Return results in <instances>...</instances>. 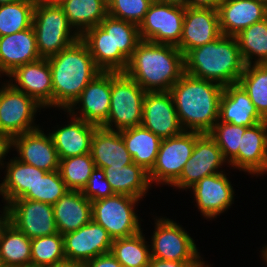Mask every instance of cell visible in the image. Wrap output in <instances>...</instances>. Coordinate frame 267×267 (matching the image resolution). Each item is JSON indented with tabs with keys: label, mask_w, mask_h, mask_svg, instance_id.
<instances>
[{
	"label": "cell",
	"mask_w": 267,
	"mask_h": 267,
	"mask_svg": "<svg viewBox=\"0 0 267 267\" xmlns=\"http://www.w3.org/2000/svg\"><path fill=\"white\" fill-rule=\"evenodd\" d=\"M224 86L183 73L169 90L185 131L208 134L219 120Z\"/></svg>",
	"instance_id": "1"
},
{
	"label": "cell",
	"mask_w": 267,
	"mask_h": 267,
	"mask_svg": "<svg viewBox=\"0 0 267 267\" xmlns=\"http://www.w3.org/2000/svg\"><path fill=\"white\" fill-rule=\"evenodd\" d=\"M80 39L103 72H124L141 41L136 24L109 15L99 25L85 31Z\"/></svg>",
	"instance_id": "2"
},
{
	"label": "cell",
	"mask_w": 267,
	"mask_h": 267,
	"mask_svg": "<svg viewBox=\"0 0 267 267\" xmlns=\"http://www.w3.org/2000/svg\"><path fill=\"white\" fill-rule=\"evenodd\" d=\"M124 73L146 92L169 91L184 73V55L177 46L141 40Z\"/></svg>",
	"instance_id": "3"
},
{
	"label": "cell",
	"mask_w": 267,
	"mask_h": 267,
	"mask_svg": "<svg viewBox=\"0 0 267 267\" xmlns=\"http://www.w3.org/2000/svg\"><path fill=\"white\" fill-rule=\"evenodd\" d=\"M47 60L51 68L53 108L62 111L67 110L102 72L80 38Z\"/></svg>",
	"instance_id": "4"
},
{
	"label": "cell",
	"mask_w": 267,
	"mask_h": 267,
	"mask_svg": "<svg viewBox=\"0 0 267 267\" xmlns=\"http://www.w3.org/2000/svg\"><path fill=\"white\" fill-rule=\"evenodd\" d=\"M236 37L221 35L184 55V72L223 86L239 82L245 69Z\"/></svg>",
	"instance_id": "5"
},
{
	"label": "cell",
	"mask_w": 267,
	"mask_h": 267,
	"mask_svg": "<svg viewBox=\"0 0 267 267\" xmlns=\"http://www.w3.org/2000/svg\"><path fill=\"white\" fill-rule=\"evenodd\" d=\"M32 26L41 58L58 54L80 38L59 4L35 3Z\"/></svg>",
	"instance_id": "6"
},
{
	"label": "cell",
	"mask_w": 267,
	"mask_h": 267,
	"mask_svg": "<svg viewBox=\"0 0 267 267\" xmlns=\"http://www.w3.org/2000/svg\"><path fill=\"white\" fill-rule=\"evenodd\" d=\"M146 91L124 72H111L110 110L107 130L121 131L141 126Z\"/></svg>",
	"instance_id": "7"
},
{
	"label": "cell",
	"mask_w": 267,
	"mask_h": 267,
	"mask_svg": "<svg viewBox=\"0 0 267 267\" xmlns=\"http://www.w3.org/2000/svg\"><path fill=\"white\" fill-rule=\"evenodd\" d=\"M141 199L114 194L91 202L92 220L100 224L112 239L133 236L140 231L141 221L136 205Z\"/></svg>",
	"instance_id": "8"
},
{
	"label": "cell",
	"mask_w": 267,
	"mask_h": 267,
	"mask_svg": "<svg viewBox=\"0 0 267 267\" xmlns=\"http://www.w3.org/2000/svg\"><path fill=\"white\" fill-rule=\"evenodd\" d=\"M201 135L199 132L184 130L174 137L162 139L155 164L148 172L151 185L172 186L179 179Z\"/></svg>",
	"instance_id": "9"
},
{
	"label": "cell",
	"mask_w": 267,
	"mask_h": 267,
	"mask_svg": "<svg viewBox=\"0 0 267 267\" xmlns=\"http://www.w3.org/2000/svg\"><path fill=\"white\" fill-rule=\"evenodd\" d=\"M162 217V218H161ZM157 217L151 236L150 253L152 258L172 261H200L201 257L195 240L176 221Z\"/></svg>",
	"instance_id": "10"
},
{
	"label": "cell",
	"mask_w": 267,
	"mask_h": 267,
	"mask_svg": "<svg viewBox=\"0 0 267 267\" xmlns=\"http://www.w3.org/2000/svg\"><path fill=\"white\" fill-rule=\"evenodd\" d=\"M42 108L32 97L14 89L8 82H2L0 87V133L12 139L14 136L37 130L40 126L34 121L36 113L40 112Z\"/></svg>",
	"instance_id": "11"
},
{
	"label": "cell",
	"mask_w": 267,
	"mask_h": 267,
	"mask_svg": "<svg viewBox=\"0 0 267 267\" xmlns=\"http://www.w3.org/2000/svg\"><path fill=\"white\" fill-rule=\"evenodd\" d=\"M185 6L153 1L138 26L141 40L177 46L183 30Z\"/></svg>",
	"instance_id": "12"
},
{
	"label": "cell",
	"mask_w": 267,
	"mask_h": 267,
	"mask_svg": "<svg viewBox=\"0 0 267 267\" xmlns=\"http://www.w3.org/2000/svg\"><path fill=\"white\" fill-rule=\"evenodd\" d=\"M228 164L216 142L209 134H202L195 142L191 157L186 162L179 179L171 186L181 190H189L203 177L224 172L223 166ZM222 166V167H221Z\"/></svg>",
	"instance_id": "13"
},
{
	"label": "cell",
	"mask_w": 267,
	"mask_h": 267,
	"mask_svg": "<svg viewBox=\"0 0 267 267\" xmlns=\"http://www.w3.org/2000/svg\"><path fill=\"white\" fill-rule=\"evenodd\" d=\"M5 208L10 215V223L30 239L58 233L51 204L15 199Z\"/></svg>",
	"instance_id": "14"
},
{
	"label": "cell",
	"mask_w": 267,
	"mask_h": 267,
	"mask_svg": "<svg viewBox=\"0 0 267 267\" xmlns=\"http://www.w3.org/2000/svg\"><path fill=\"white\" fill-rule=\"evenodd\" d=\"M110 97L111 72L102 71L83 89L66 111L78 119L102 127L109 116Z\"/></svg>",
	"instance_id": "15"
},
{
	"label": "cell",
	"mask_w": 267,
	"mask_h": 267,
	"mask_svg": "<svg viewBox=\"0 0 267 267\" xmlns=\"http://www.w3.org/2000/svg\"><path fill=\"white\" fill-rule=\"evenodd\" d=\"M6 77L14 89L32 97L43 108H53L51 68L47 58L18 66Z\"/></svg>",
	"instance_id": "16"
},
{
	"label": "cell",
	"mask_w": 267,
	"mask_h": 267,
	"mask_svg": "<svg viewBox=\"0 0 267 267\" xmlns=\"http://www.w3.org/2000/svg\"><path fill=\"white\" fill-rule=\"evenodd\" d=\"M141 126L161 139L174 137L184 131L169 91L146 92Z\"/></svg>",
	"instance_id": "17"
},
{
	"label": "cell",
	"mask_w": 267,
	"mask_h": 267,
	"mask_svg": "<svg viewBox=\"0 0 267 267\" xmlns=\"http://www.w3.org/2000/svg\"><path fill=\"white\" fill-rule=\"evenodd\" d=\"M189 189L197 209L208 220L216 219L234 204L235 191L225 171L203 177Z\"/></svg>",
	"instance_id": "18"
},
{
	"label": "cell",
	"mask_w": 267,
	"mask_h": 267,
	"mask_svg": "<svg viewBox=\"0 0 267 267\" xmlns=\"http://www.w3.org/2000/svg\"><path fill=\"white\" fill-rule=\"evenodd\" d=\"M63 239L66 259L83 263L110 253L113 243L109 233L93 220L76 231L64 234Z\"/></svg>",
	"instance_id": "19"
},
{
	"label": "cell",
	"mask_w": 267,
	"mask_h": 267,
	"mask_svg": "<svg viewBox=\"0 0 267 267\" xmlns=\"http://www.w3.org/2000/svg\"><path fill=\"white\" fill-rule=\"evenodd\" d=\"M43 128L14 136L11 149H15L18 160L47 172L59 170L60 159L49 133Z\"/></svg>",
	"instance_id": "20"
},
{
	"label": "cell",
	"mask_w": 267,
	"mask_h": 267,
	"mask_svg": "<svg viewBox=\"0 0 267 267\" xmlns=\"http://www.w3.org/2000/svg\"><path fill=\"white\" fill-rule=\"evenodd\" d=\"M221 35L218 10L185 7L182 35L177 45L183 55Z\"/></svg>",
	"instance_id": "21"
},
{
	"label": "cell",
	"mask_w": 267,
	"mask_h": 267,
	"mask_svg": "<svg viewBox=\"0 0 267 267\" xmlns=\"http://www.w3.org/2000/svg\"><path fill=\"white\" fill-rule=\"evenodd\" d=\"M69 121L68 124L56 125L55 130L49 134L57 150L59 159L88 154L91 152V141L98 126L78 119L66 110ZM63 125V126H62ZM59 126V127H58Z\"/></svg>",
	"instance_id": "22"
},
{
	"label": "cell",
	"mask_w": 267,
	"mask_h": 267,
	"mask_svg": "<svg viewBox=\"0 0 267 267\" xmlns=\"http://www.w3.org/2000/svg\"><path fill=\"white\" fill-rule=\"evenodd\" d=\"M218 14L221 33L235 37L245 28L267 18V6L258 0H222Z\"/></svg>",
	"instance_id": "23"
},
{
	"label": "cell",
	"mask_w": 267,
	"mask_h": 267,
	"mask_svg": "<svg viewBox=\"0 0 267 267\" xmlns=\"http://www.w3.org/2000/svg\"><path fill=\"white\" fill-rule=\"evenodd\" d=\"M41 59L37 49L33 26L0 37V78L18 66ZM2 74V75H1Z\"/></svg>",
	"instance_id": "24"
},
{
	"label": "cell",
	"mask_w": 267,
	"mask_h": 267,
	"mask_svg": "<svg viewBox=\"0 0 267 267\" xmlns=\"http://www.w3.org/2000/svg\"><path fill=\"white\" fill-rule=\"evenodd\" d=\"M238 170L257 177L267 173V120L248 127L242 135Z\"/></svg>",
	"instance_id": "25"
},
{
	"label": "cell",
	"mask_w": 267,
	"mask_h": 267,
	"mask_svg": "<svg viewBox=\"0 0 267 267\" xmlns=\"http://www.w3.org/2000/svg\"><path fill=\"white\" fill-rule=\"evenodd\" d=\"M219 121L252 127L265 119L258 113L243 87L235 83L224 86L220 100Z\"/></svg>",
	"instance_id": "26"
},
{
	"label": "cell",
	"mask_w": 267,
	"mask_h": 267,
	"mask_svg": "<svg viewBox=\"0 0 267 267\" xmlns=\"http://www.w3.org/2000/svg\"><path fill=\"white\" fill-rule=\"evenodd\" d=\"M5 164L4 179L0 183V196L5 203L3 207L15 199H24L29 192H34L40 175L47 173L45 170L21 162L16 157Z\"/></svg>",
	"instance_id": "27"
},
{
	"label": "cell",
	"mask_w": 267,
	"mask_h": 267,
	"mask_svg": "<svg viewBox=\"0 0 267 267\" xmlns=\"http://www.w3.org/2000/svg\"><path fill=\"white\" fill-rule=\"evenodd\" d=\"M53 213L58 232L64 235L92 220L91 201L81 191L68 190L53 205Z\"/></svg>",
	"instance_id": "28"
},
{
	"label": "cell",
	"mask_w": 267,
	"mask_h": 267,
	"mask_svg": "<svg viewBox=\"0 0 267 267\" xmlns=\"http://www.w3.org/2000/svg\"><path fill=\"white\" fill-rule=\"evenodd\" d=\"M90 153L97 168L124 167L133 163L120 131L98 127L92 137Z\"/></svg>",
	"instance_id": "29"
},
{
	"label": "cell",
	"mask_w": 267,
	"mask_h": 267,
	"mask_svg": "<svg viewBox=\"0 0 267 267\" xmlns=\"http://www.w3.org/2000/svg\"><path fill=\"white\" fill-rule=\"evenodd\" d=\"M102 169L115 194L142 199L153 186L148 172L134 162L124 167L109 166Z\"/></svg>",
	"instance_id": "30"
},
{
	"label": "cell",
	"mask_w": 267,
	"mask_h": 267,
	"mask_svg": "<svg viewBox=\"0 0 267 267\" xmlns=\"http://www.w3.org/2000/svg\"><path fill=\"white\" fill-rule=\"evenodd\" d=\"M120 135L133 162L149 172L155 164L162 139L143 126L121 130Z\"/></svg>",
	"instance_id": "31"
},
{
	"label": "cell",
	"mask_w": 267,
	"mask_h": 267,
	"mask_svg": "<svg viewBox=\"0 0 267 267\" xmlns=\"http://www.w3.org/2000/svg\"><path fill=\"white\" fill-rule=\"evenodd\" d=\"M59 5L79 36L99 25L108 15L107 0H63Z\"/></svg>",
	"instance_id": "32"
},
{
	"label": "cell",
	"mask_w": 267,
	"mask_h": 267,
	"mask_svg": "<svg viewBox=\"0 0 267 267\" xmlns=\"http://www.w3.org/2000/svg\"><path fill=\"white\" fill-rule=\"evenodd\" d=\"M31 239L9 223L0 240V265L2 267H30Z\"/></svg>",
	"instance_id": "33"
},
{
	"label": "cell",
	"mask_w": 267,
	"mask_h": 267,
	"mask_svg": "<svg viewBox=\"0 0 267 267\" xmlns=\"http://www.w3.org/2000/svg\"><path fill=\"white\" fill-rule=\"evenodd\" d=\"M235 37L246 65L267 63V18L245 28Z\"/></svg>",
	"instance_id": "34"
},
{
	"label": "cell",
	"mask_w": 267,
	"mask_h": 267,
	"mask_svg": "<svg viewBox=\"0 0 267 267\" xmlns=\"http://www.w3.org/2000/svg\"><path fill=\"white\" fill-rule=\"evenodd\" d=\"M142 231L124 238L113 239L110 253L122 267H147L151 258L150 244Z\"/></svg>",
	"instance_id": "35"
},
{
	"label": "cell",
	"mask_w": 267,
	"mask_h": 267,
	"mask_svg": "<svg viewBox=\"0 0 267 267\" xmlns=\"http://www.w3.org/2000/svg\"><path fill=\"white\" fill-rule=\"evenodd\" d=\"M258 113L267 120V63L246 65L239 82Z\"/></svg>",
	"instance_id": "36"
},
{
	"label": "cell",
	"mask_w": 267,
	"mask_h": 267,
	"mask_svg": "<svg viewBox=\"0 0 267 267\" xmlns=\"http://www.w3.org/2000/svg\"><path fill=\"white\" fill-rule=\"evenodd\" d=\"M35 0H20L0 5V37L32 26Z\"/></svg>",
	"instance_id": "37"
},
{
	"label": "cell",
	"mask_w": 267,
	"mask_h": 267,
	"mask_svg": "<svg viewBox=\"0 0 267 267\" xmlns=\"http://www.w3.org/2000/svg\"><path fill=\"white\" fill-rule=\"evenodd\" d=\"M247 128L246 126L233 125L218 120L208 133L228 162L227 167L231 166L238 169V147Z\"/></svg>",
	"instance_id": "38"
},
{
	"label": "cell",
	"mask_w": 267,
	"mask_h": 267,
	"mask_svg": "<svg viewBox=\"0 0 267 267\" xmlns=\"http://www.w3.org/2000/svg\"><path fill=\"white\" fill-rule=\"evenodd\" d=\"M66 260L64 239L59 232L31 239L30 267H49Z\"/></svg>",
	"instance_id": "39"
},
{
	"label": "cell",
	"mask_w": 267,
	"mask_h": 267,
	"mask_svg": "<svg viewBox=\"0 0 267 267\" xmlns=\"http://www.w3.org/2000/svg\"><path fill=\"white\" fill-rule=\"evenodd\" d=\"M91 153L60 159L59 172L68 190L82 191L95 169Z\"/></svg>",
	"instance_id": "40"
},
{
	"label": "cell",
	"mask_w": 267,
	"mask_h": 267,
	"mask_svg": "<svg viewBox=\"0 0 267 267\" xmlns=\"http://www.w3.org/2000/svg\"><path fill=\"white\" fill-rule=\"evenodd\" d=\"M68 188L63 181L59 170L47 172L40 175L35 185L34 192H29L24 199L40 201L54 205L61 198Z\"/></svg>",
	"instance_id": "41"
},
{
	"label": "cell",
	"mask_w": 267,
	"mask_h": 267,
	"mask_svg": "<svg viewBox=\"0 0 267 267\" xmlns=\"http://www.w3.org/2000/svg\"><path fill=\"white\" fill-rule=\"evenodd\" d=\"M153 0H107L108 15L140 25Z\"/></svg>",
	"instance_id": "42"
},
{
	"label": "cell",
	"mask_w": 267,
	"mask_h": 267,
	"mask_svg": "<svg viewBox=\"0 0 267 267\" xmlns=\"http://www.w3.org/2000/svg\"><path fill=\"white\" fill-rule=\"evenodd\" d=\"M81 192L91 202L115 194L106 179L104 170L97 167L92 171L86 186Z\"/></svg>",
	"instance_id": "43"
},
{
	"label": "cell",
	"mask_w": 267,
	"mask_h": 267,
	"mask_svg": "<svg viewBox=\"0 0 267 267\" xmlns=\"http://www.w3.org/2000/svg\"><path fill=\"white\" fill-rule=\"evenodd\" d=\"M84 267H122V265L111 253H108L84 262Z\"/></svg>",
	"instance_id": "44"
},
{
	"label": "cell",
	"mask_w": 267,
	"mask_h": 267,
	"mask_svg": "<svg viewBox=\"0 0 267 267\" xmlns=\"http://www.w3.org/2000/svg\"><path fill=\"white\" fill-rule=\"evenodd\" d=\"M199 261H172L162 260L156 258H150L149 265L147 267H192Z\"/></svg>",
	"instance_id": "45"
},
{
	"label": "cell",
	"mask_w": 267,
	"mask_h": 267,
	"mask_svg": "<svg viewBox=\"0 0 267 267\" xmlns=\"http://www.w3.org/2000/svg\"><path fill=\"white\" fill-rule=\"evenodd\" d=\"M222 0H185V7L218 10Z\"/></svg>",
	"instance_id": "46"
},
{
	"label": "cell",
	"mask_w": 267,
	"mask_h": 267,
	"mask_svg": "<svg viewBox=\"0 0 267 267\" xmlns=\"http://www.w3.org/2000/svg\"><path fill=\"white\" fill-rule=\"evenodd\" d=\"M11 150V139L7 135L0 133V169H4L6 163L4 160Z\"/></svg>",
	"instance_id": "47"
},
{
	"label": "cell",
	"mask_w": 267,
	"mask_h": 267,
	"mask_svg": "<svg viewBox=\"0 0 267 267\" xmlns=\"http://www.w3.org/2000/svg\"><path fill=\"white\" fill-rule=\"evenodd\" d=\"M0 240L6 226L10 223V215L5 207L0 210Z\"/></svg>",
	"instance_id": "48"
},
{
	"label": "cell",
	"mask_w": 267,
	"mask_h": 267,
	"mask_svg": "<svg viewBox=\"0 0 267 267\" xmlns=\"http://www.w3.org/2000/svg\"><path fill=\"white\" fill-rule=\"evenodd\" d=\"M49 267H84V263L66 259Z\"/></svg>",
	"instance_id": "49"
},
{
	"label": "cell",
	"mask_w": 267,
	"mask_h": 267,
	"mask_svg": "<svg viewBox=\"0 0 267 267\" xmlns=\"http://www.w3.org/2000/svg\"><path fill=\"white\" fill-rule=\"evenodd\" d=\"M156 1L185 6V0H156Z\"/></svg>",
	"instance_id": "50"
},
{
	"label": "cell",
	"mask_w": 267,
	"mask_h": 267,
	"mask_svg": "<svg viewBox=\"0 0 267 267\" xmlns=\"http://www.w3.org/2000/svg\"><path fill=\"white\" fill-rule=\"evenodd\" d=\"M63 0H35L36 3L41 4H60Z\"/></svg>",
	"instance_id": "51"
},
{
	"label": "cell",
	"mask_w": 267,
	"mask_h": 267,
	"mask_svg": "<svg viewBox=\"0 0 267 267\" xmlns=\"http://www.w3.org/2000/svg\"><path fill=\"white\" fill-rule=\"evenodd\" d=\"M261 260H264L265 264L267 265V244L264 245L261 249Z\"/></svg>",
	"instance_id": "52"
},
{
	"label": "cell",
	"mask_w": 267,
	"mask_h": 267,
	"mask_svg": "<svg viewBox=\"0 0 267 267\" xmlns=\"http://www.w3.org/2000/svg\"><path fill=\"white\" fill-rule=\"evenodd\" d=\"M192 267H211V266L206 264V262H204V260L202 259L196 265H194Z\"/></svg>",
	"instance_id": "53"
},
{
	"label": "cell",
	"mask_w": 267,
	"mask_h": 267,
	"mask_svg": "<svg viewBox=\"0 0 267 267\" xmlns=\"http://www.w3.org/2000/svg\"><path fill=\"white\" fill-rule=\"evenodd\" d=\"M20 0H0V5L2 4H10V3H15Z\"/></svg>",
	"instance_id": "54"
},
{
	"label": "cell",
	"mask_w": 267,
	"mask_h": 267,
	"mask_svg": "<svg viewBox=\"0 0 267 267\" xmlns=\"http://www.w3.org/2000/svg\"><path fill=\"white\" fill-rule=\"evenodd\" d=\"M259 2L265 4L267 6V0H258Z\"/></svg>",
	"instance_id": "55"
}]
</instances>
